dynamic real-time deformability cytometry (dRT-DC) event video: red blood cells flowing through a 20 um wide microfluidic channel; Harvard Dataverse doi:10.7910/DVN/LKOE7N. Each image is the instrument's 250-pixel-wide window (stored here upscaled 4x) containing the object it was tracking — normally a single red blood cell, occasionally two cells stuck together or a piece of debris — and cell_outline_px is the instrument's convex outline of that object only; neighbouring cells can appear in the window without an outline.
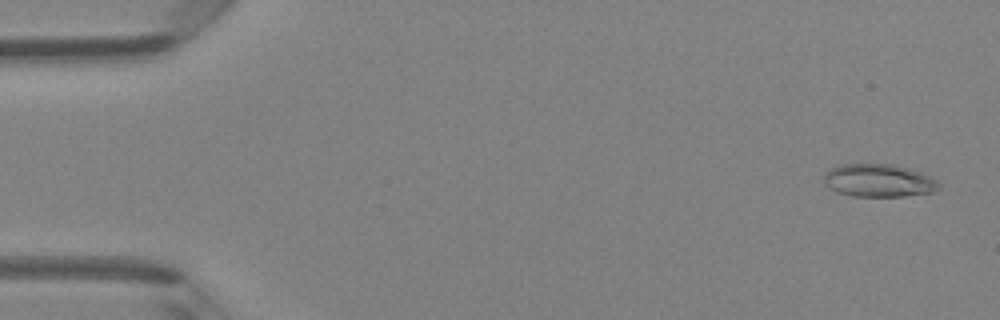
{"species": "Egyptian fruit bat (a non-hibernating species)", "species_latin": "Rousettus aegyptiacus", "temperature_condition": "room temperature", "stored_images_in_passage": 49, "camera_frame_rate_fps": 3000, "um_per_image_px": 0.085, "animal": {"sex": "female"}, "frame": {"image": 1, "passage_image": 2, "time_ms": 0.333, "image_size_px": [1000, 320], "cell_outline_px": [[940, 188], [936, 192], [904, 196], [852, 196], [836, 192], [828, 188], [824, 184], [824, 172], [840, 164], [892, 164], [908, 168], [932, 176], [940, 184]], "centroid_in_image_um": [74.69, 15.35], "position_along_channel_um": 10.3, "area_um2": 22.31}}
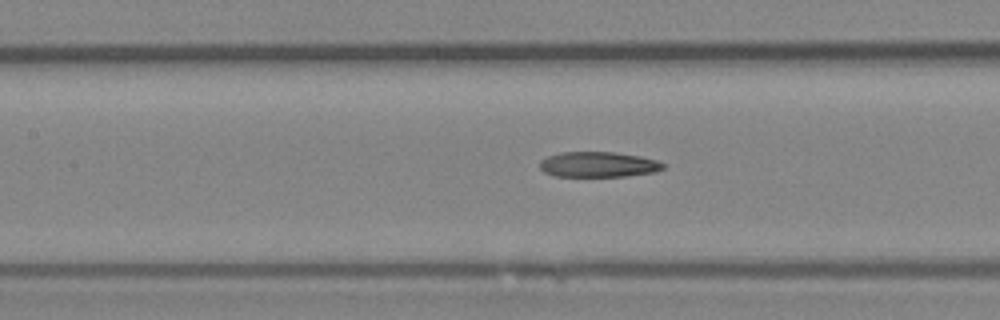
{"frame": {"image": 2, "passage_image": 22, "time_ms": 7.0, "image_size_px": [1000, 320], "cell_outline_px": [[664, 168], [656, 172], [624, 176], [552, 176], [544, 172], [540, 168], [540, 160], [548, 156], [560, 152], [616, 152], [640, 156], [656, 160], [664, 164]], "centroid_in_image_um": [50.84, 13.98], "position_along_channel_um": 156.6, "area_um2": 18.26}}
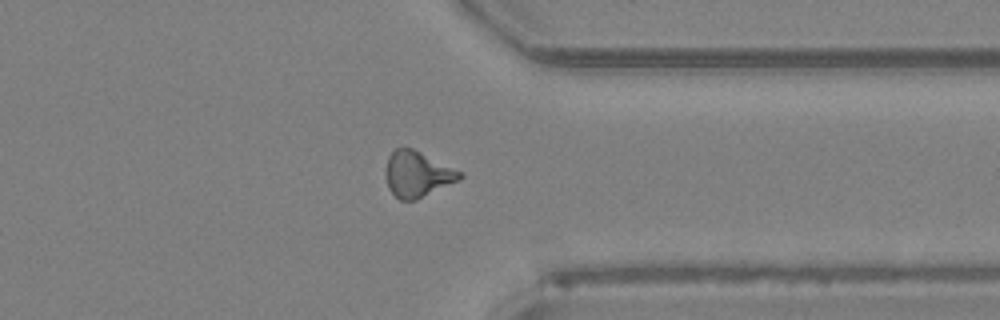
{"frame": {"image": 3, "passage_image": 38, "time_ms": 12.333, "image_size_px": [1000, 320], "cell_outline_px": [[464, 176], [460, 180], [416, 200], [400, 200], [388, 188], [384, 172], [388, 156], [396, 148], [412, 148], [464, 172]], "centroid_in_image_um": [35.49, 14.8], "position_along_channel_um": 375.9, "area_um2": 19.94}, "authors_computed_cell_mechanics": {"area_um2": 19.3052, "velocity_mm_per_s": 4.167, "shape_relaxation_time_tau1_ms": null, "shape_relaxation_time_tau2_ms": 4.5611, "deformation_change_tau1": null, "deformation_change_tau2": 0.1632}}